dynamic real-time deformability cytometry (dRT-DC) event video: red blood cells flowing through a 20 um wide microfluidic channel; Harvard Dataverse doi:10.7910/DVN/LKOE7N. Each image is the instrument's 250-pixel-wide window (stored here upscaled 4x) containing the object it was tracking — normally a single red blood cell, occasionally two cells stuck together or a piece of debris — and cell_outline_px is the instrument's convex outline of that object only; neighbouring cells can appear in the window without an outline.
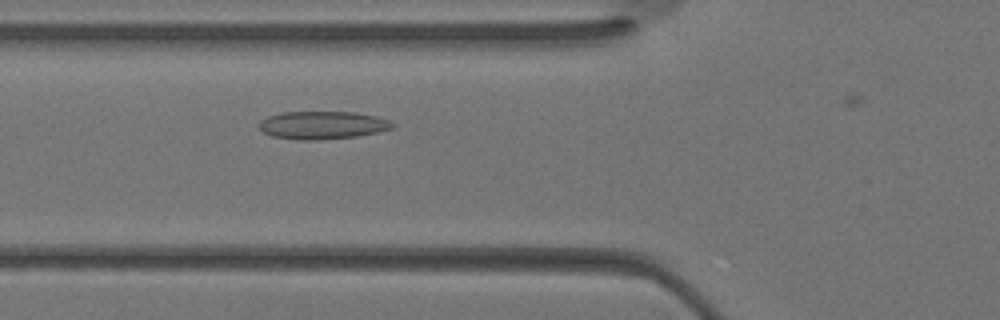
{"species": "Egyptian fruit bat (a non-hibernating species)", "species_latin": "Rousettus aegyptiacus", "temperature_condition": "warm", "stored_images_in_passage": 26, "camera_frame_rate_fps": 3000, "um_per_image_px": 0.085, "animal": {"sex": "female"}, "frame": {"image": 1, "passage_image": 4, "time_ms": 1.0, "image_size_px": [1000, 320], "cell_outline_px": [[396, 128], [356, 136], [320, 140], [300, 140], [272, 136], [264, 132], [260, 128], [260, 120], [268, 116], [284, 112], [352, 112], [376, 116], [388, 120], [396, 124]], "centroid_in_image_um": [27.44, 10.64], "position_along_channel_um": 98.4, "area_um2": 21.62}}
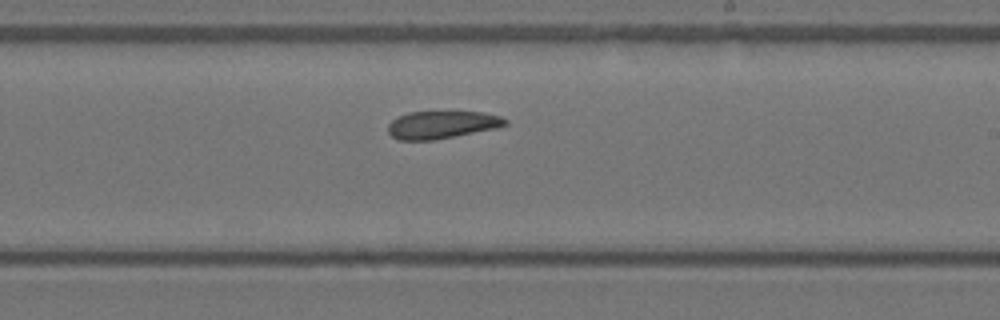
{"frame": {"image": 2, "passage_image": 12, "time_ms": 3.667, "image_size_px": [1000, 320], "cell_outline_px": [[508, 124], [496, 128], [432, 140], [400, 140], [392, 136], [388, 132], [388, 124], [396, 116], [408, 112], [480, 112], [500, 116], [508, 120]], "centroid_in_image_um": [37.53, 10.59], "position_along_channel_um": 251.5, "area_um2": 18.73}}
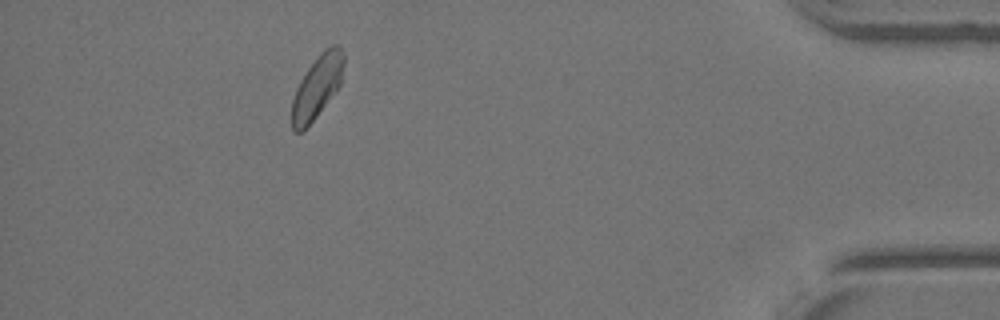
{"frame": {"image": 3, "passage_image": 23, "time_ms": 7.333, "image_size_px": [1000, 320], "cell_outline_px": [[344, 64], [340, 84], [304, 132], [292, 132], [292, 100], [296, 88], [300, 80], [316, 56], [324, 48], [332, 44], [340, 44], [344, 56]], "centroid_in_image_um": [26.94, 7.35], "position_along_channel_um": 408.3, "area_um2": 19.02}}